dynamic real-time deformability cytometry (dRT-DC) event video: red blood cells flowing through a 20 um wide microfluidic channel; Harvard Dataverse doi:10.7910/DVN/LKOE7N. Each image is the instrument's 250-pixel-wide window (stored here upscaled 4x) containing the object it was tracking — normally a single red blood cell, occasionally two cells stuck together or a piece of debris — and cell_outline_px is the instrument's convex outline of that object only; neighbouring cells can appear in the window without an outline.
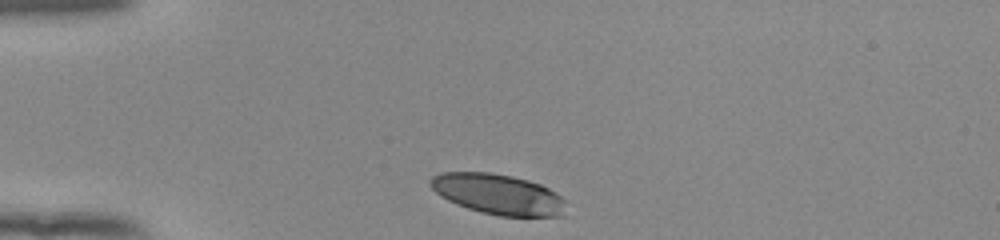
{"species": "human", "species_latin": "Homo sapiens", "temperature_condition": "room temperature", "stored_images_in_passage": 32, "camera_frame_rate_fps": 3000, "um_per_image_px": 0.085, "donor": {"sex": "female"}, "frame": {"image": 1, "passage_image": 1, "time_ms": 0.0, "image_size_px": [1000, 240], "cell_outline_px": [[564, 216], [500, 216], [480, 212], [456, 204], [440, 196], [428, 184], [428, 180], [432, 176], [440, 172], [488, 172], [512, 176], [528, 180], [540, 184], [548, 188], [560, 196], [564, 200]], "centroid_in_image_um": [42.29, 16.5], "position_along_channel_um": 42.7, "area_um2": 31.96}}
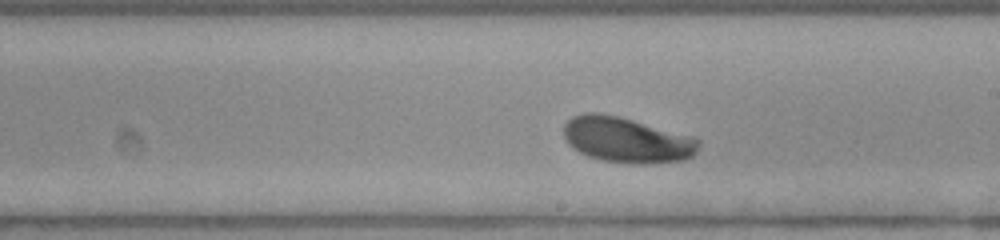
{"frame": {"image": 2, "passage_image": 19, "time_ms": 6.0, "image_size_px": [1000, 240], "cell_outline_px": [[700, 148], [692, 156], [684, 160], [644, 164], [628, 164], [604, 160], [588, 156], [572, 148], [568, 144], [564, 136], [564, 124], [572, 116], [584, 112], [600, 112], [632, 120], [700, 140]], "centroid_in_image_um": [53.22, 11.9], "position_along_channel_um": 235.8, "area_um2": 35.43}}
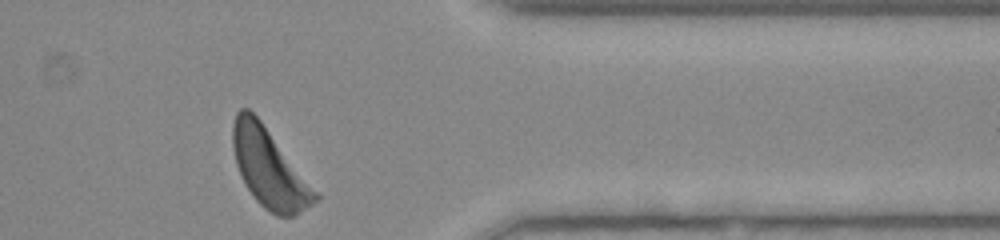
{"frame": {"image": 3, "passage_image": 32, "time_ms": 10.333, "image_size_px": [1000, 240], "cell_outline_px": [[320, 200], [292, 216], [276, 216], [264, 208], [256, 200], [248, 188], [236, 164], [232, 144], [232, 124], [236, 112], [240, 108], [248, 108], [260, 120], [320, 196]], "centroid_in_image_um": [22.86, 14.29], "position_along_channel_um": 388.5, "area_um2": 36.93}, "authors_computed_cell_mechanics": {"area_um2": 34.5644, "velocity_mm_per_s": 3.8133, "shape_relaxation_time_tau1_ms": 3.3397, "shape_relaxation_time_tau2_ms": null, "deformation_change_tau1": 0.1568, "deformation_change_tau2": null}}